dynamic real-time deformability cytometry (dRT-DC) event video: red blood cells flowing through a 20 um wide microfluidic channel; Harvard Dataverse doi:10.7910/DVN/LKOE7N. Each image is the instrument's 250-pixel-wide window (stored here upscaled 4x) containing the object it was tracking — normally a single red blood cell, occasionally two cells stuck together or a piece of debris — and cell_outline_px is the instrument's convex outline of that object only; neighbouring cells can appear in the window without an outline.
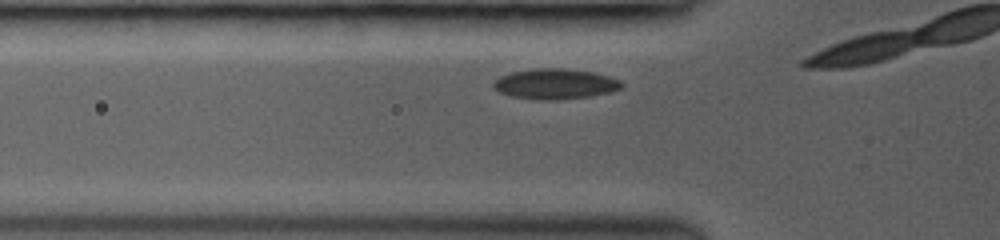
{"species": "common noctule bat (a hibernating species)", "species_latin": "Nyctalus noctula", "temperature_condition": "room temperature", "stored_images_in_passage": 4, "camera_frame_rate_fps": 3000, "um_per_image_px": 0.085, "animal": {"sex": "female", "body_mass_g": 19.0, "forearm_length_mm": 53.3}, "frame": {"image": 1, "passage_image": 3, "time_ms": 0.667, "image_size_px": [1000, 240], "cell_outline_px": [[624, 84], [620, 88], [608, 92], [588, 96], [556, 100], [536, 100], [512, 96], [500, 92], [492, 88], [492, 84], [500, 76], [512, 72], [528, 68], [564, 68], [592, 72], [608, 76], [620, 80]], "centroid_in_image_um": [47.14, 7.12], "position_along_channel_um": 78.7, "area_um2": 22.66}}